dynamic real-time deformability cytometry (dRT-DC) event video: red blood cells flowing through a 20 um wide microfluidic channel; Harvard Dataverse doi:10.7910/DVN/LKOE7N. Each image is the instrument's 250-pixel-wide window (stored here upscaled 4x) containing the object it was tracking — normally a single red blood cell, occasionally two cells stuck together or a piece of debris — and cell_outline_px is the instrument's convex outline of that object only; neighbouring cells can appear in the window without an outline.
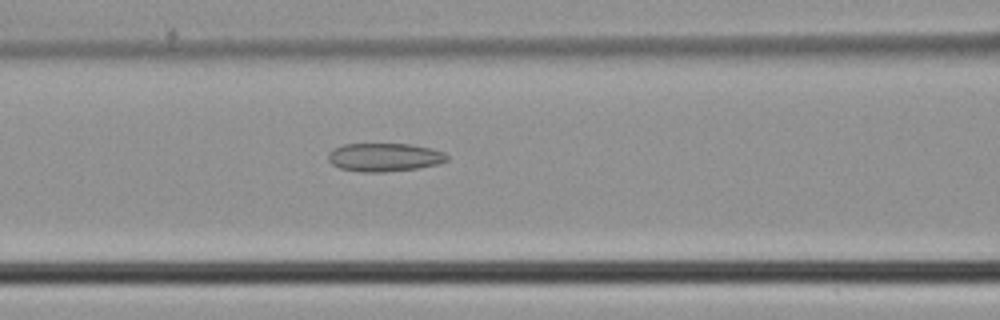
{"species": "common noctule bat (a hibernating species)", "species_latin": "Nyctalus noctula", "temperature_condition": "cold", "stored_images_in_passage": 38, "camera_frame_rate_fps": 3000, "um_per_image_px": 0.085, "animal": {"sex": "male", "body_mass_g": 21.5, "forearm_length_mm": 52.0}, "frame": {"image": 1, "passage_image": 11, "time_ms": 3.333, "image_size_px": [1000, 320], "cell_outline_px": [[448, 160], [436, 164], [416, 168], [384, 172], [364, 172], [340, 168], [332, 164], [328, 160], [328, 152], [332, 148], [344, 144], [412, 144], [444, 152], [448, 156]], "centroid_in_image_um": [32.63, 13.36], "position_along_channel_um": 134.0, "area_um2": 19.54}}
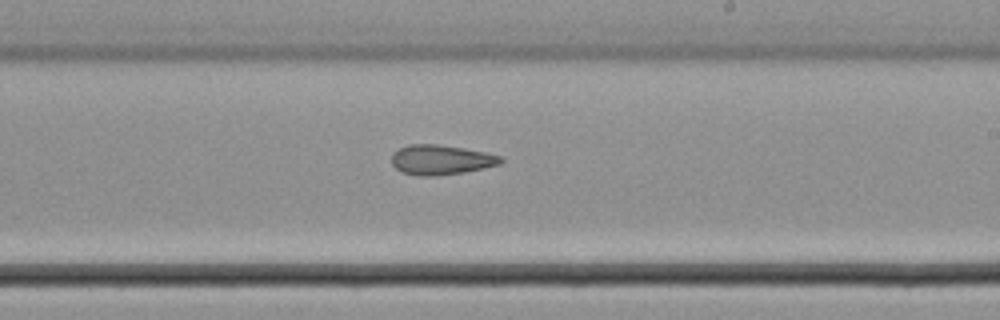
{"frame": {"image": 2, "passage_image": 19, "time_ms": 6.0, "image_size_px": [1000, 320], "cell_outline_px": [[504, 160], [500, 164], [484, 168], [464, 172], [432, 176], [424, 176], [400, 172], [392, 164], [392, 152], [408, 144], [436, 144], [464, 148], [488, 152], [500, 156]], "centroid_in_image_um": [37.49, 13.57], "position_along_channel_um": 251.5, "area_um2": 19.02}}
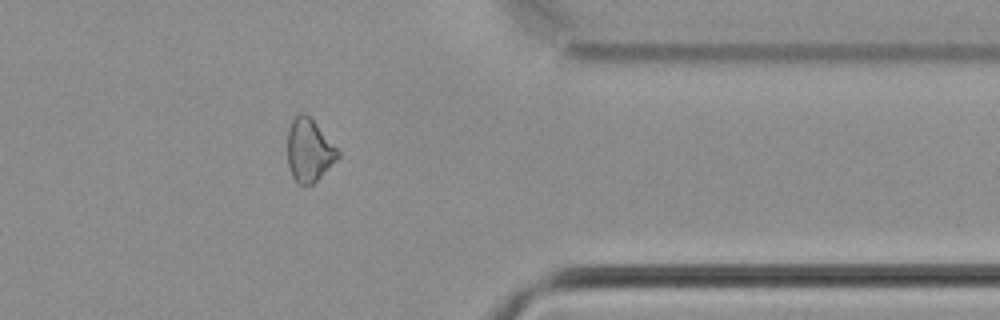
{"frame": {"image": 3, "passage_image": 29, "time_ms": 9.333, "image_size_px": [1000, 320], "cell_outline_px": [[340, 156], [312, 184], [296, 184], [292, 176], [288, 164], [288, 132], [292, 120], [300, 112], [304, 112], [312, 120], [340, 152]], "centroid_in_image_um": [26.25, 12.79], "position_along_channel_um": 385.1, "area_um2": 17.98}}